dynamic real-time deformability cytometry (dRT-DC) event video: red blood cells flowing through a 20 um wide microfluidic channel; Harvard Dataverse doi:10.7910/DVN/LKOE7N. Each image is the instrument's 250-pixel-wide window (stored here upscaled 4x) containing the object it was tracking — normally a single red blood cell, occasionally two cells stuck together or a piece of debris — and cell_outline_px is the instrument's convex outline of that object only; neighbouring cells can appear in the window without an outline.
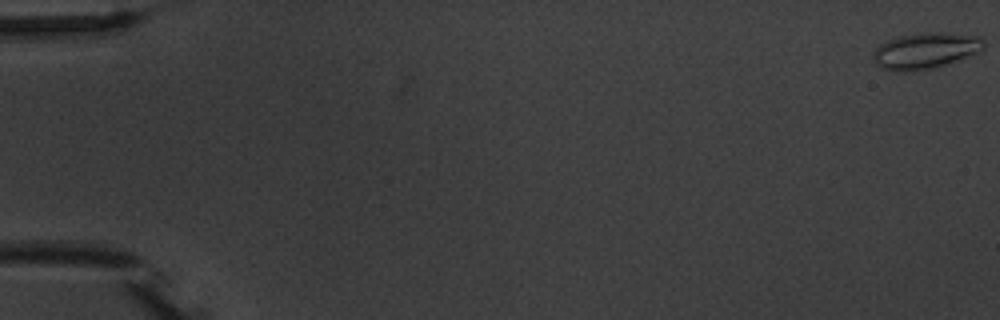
{"species": "common noctule bat (a hibernating species)", "species_latin": "Nyctalus noctula", "temperature_condition": "warm", "stored_images_in_passage": 3, "camera_frame_rate_fps": 3000, "um_per_image_px": 0.085, "animal": {"sex": "male", "body_mass_g": 20.1, "forearm_length_mm": 53.5}, "frame": {"image": 1, "passage_image": 1, "time_ms": 0.0, "image_size_px": [1000, 320], "cell_outline_px": [[984, 48], [980, 52], [932, 68], [908, 72], [904, 72], [884, 68], [876, 64], [872, 60], [872, 56], [876, 48], [880, 44], [888, 40], [900, 36], [924, 32], [940, 32], [980, 36], [984, 40]], "centroid_in_image_um": [78.67, 4.3], "position_along_channel_um": 6.3, "area_um2": 23.12}}